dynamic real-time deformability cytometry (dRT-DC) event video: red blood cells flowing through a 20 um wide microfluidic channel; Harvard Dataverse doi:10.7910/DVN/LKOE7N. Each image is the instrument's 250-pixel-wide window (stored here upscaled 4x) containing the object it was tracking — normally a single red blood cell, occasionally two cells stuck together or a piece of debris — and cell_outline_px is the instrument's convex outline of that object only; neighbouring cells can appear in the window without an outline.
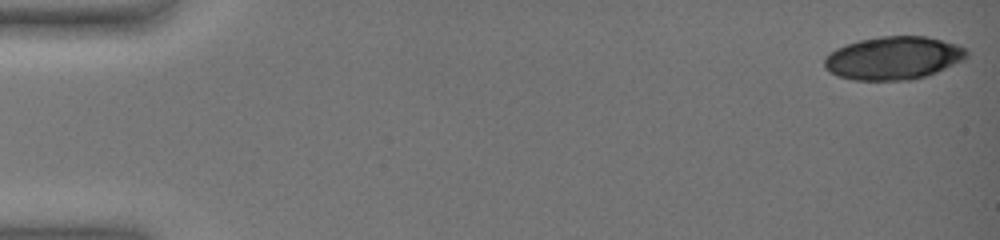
{"species": "common noctule bat (a hibernating species)", "species_latin": "Nyctalus noctula", "temperature_condition": "warm", "stored_images_in_passage": 19, "camera_frame_rate_fps": 3000, "um_per_image_px": 0.085, "animal": {"sex": "female", "body_mass_g": 19.0, "forearm_length_mm": 51.5}, "frame": {"image": 1, "passage_image": 1, "time_ms": 0.0, "image_size_px": [1000, 240], "cell_outline_px": [[968, 56], [964, 60], [936, 72], [924, 76], [908, 80], [856, 80], [840, 76], [832, 72], [824, 64], [824, 56], [828, 52], [844, 44], [860, 40], [880, 36], [924, 36], [956, 44], [964, 48], [968, 52]], "centroid_in_image_um": [75.93, 4.92], "position_along_channel_um": 9.1, "area_um2": 35.49}}
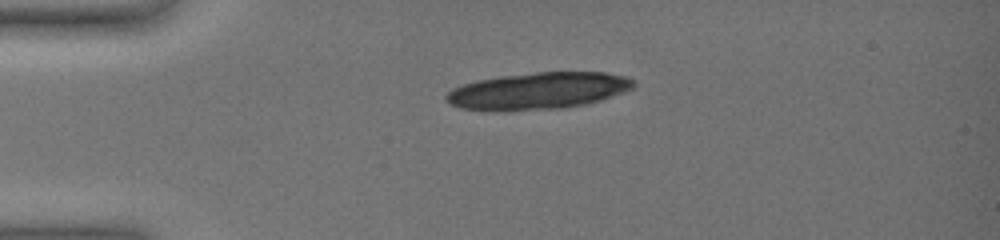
{"frame": {"image": 2, "passage_image": 14, "time_ms": 4.333, "image_size_px": [1000, 240], "cell_outline_px": [[632, 88], [596, 100], [580, 104], [560, 108], [464, 108], [452, 104], [444, 96], [452, 88], [476, 80], [500, 76], [536, 72], [604, 72], [628, 76], [632, 80]], "centroid_in_image_um": [45.75, 7.66], "position_along_channel_um": 39.3, "area_um2": 38.32}}